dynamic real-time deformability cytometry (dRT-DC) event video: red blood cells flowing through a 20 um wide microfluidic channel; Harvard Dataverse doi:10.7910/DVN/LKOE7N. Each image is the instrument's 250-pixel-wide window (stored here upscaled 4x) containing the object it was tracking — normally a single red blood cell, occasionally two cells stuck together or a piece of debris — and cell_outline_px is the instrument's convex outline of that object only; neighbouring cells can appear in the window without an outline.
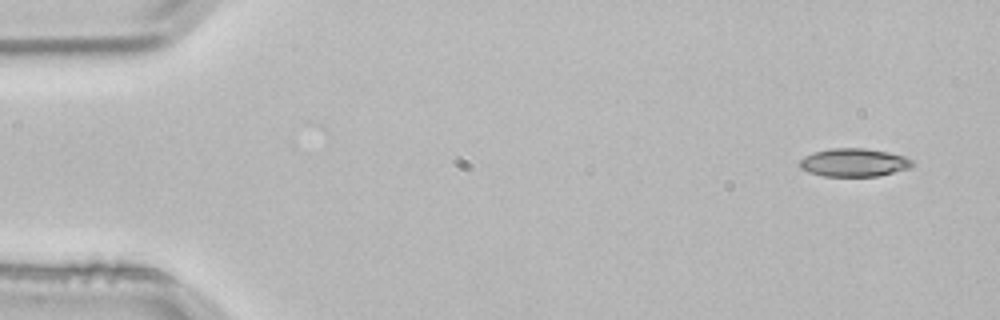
{"species": "common noctule bat (a hibernating species)", "species_latin": "Nyctalus noctula", "temperature_condition": "room temperature", "stored_images_in_passage": 4, "camera_frame_rate_fps": 3000, "um_per_image_px": 0.085, "animal": {"sex": "male", "body_mass_g": 21.5, "forearm_length_mm": 52.0}, "frame": {"image": 1, "passage_image": 1, "time_ms": 0.0, "image_size_px": [1000, 320], "cell_outline_px": [[916, 164], [908, 168], [880, 176], [824, 176], [808, 172], [800, 168], [800, 160], [804, 156], [812, 152], [832, 148], [864, 148], [888, 152], [904, 156], [912, 160]], "centroid_in_image_um": [72.58, 13.81], "position_along_channel_um": 12.4, "area_um2": 18.55}}
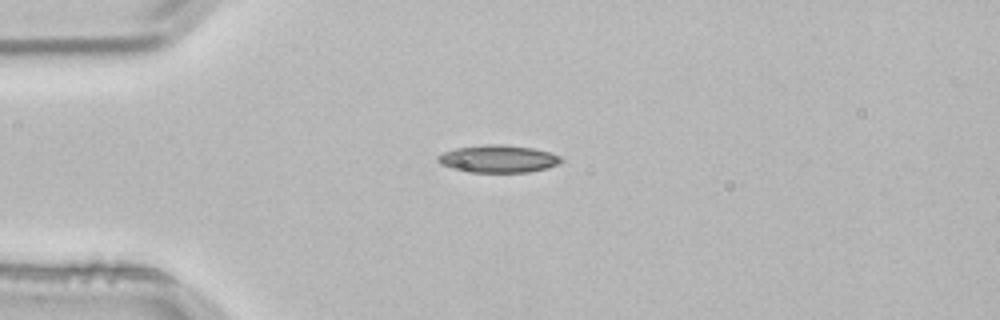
{"frame": {"image": 2, "passage_image": 3, "time_ms": 0.667, "image_size_px": [1000, 320], "cell_outline_px": [[564, 160], [560, 164], [548, 168], [528, 172], [472, 172], [452, 168], [440, 164], [436, 160], [436, 156], [444, 152], [456, 148], [484, 144], [500, 144], [532, 148], [548, 152], [560, 156]], "centroid_in_image_um": [42.35, 13.5], "position_along_channel_um": 42.7, "area_um2": 19.77}}